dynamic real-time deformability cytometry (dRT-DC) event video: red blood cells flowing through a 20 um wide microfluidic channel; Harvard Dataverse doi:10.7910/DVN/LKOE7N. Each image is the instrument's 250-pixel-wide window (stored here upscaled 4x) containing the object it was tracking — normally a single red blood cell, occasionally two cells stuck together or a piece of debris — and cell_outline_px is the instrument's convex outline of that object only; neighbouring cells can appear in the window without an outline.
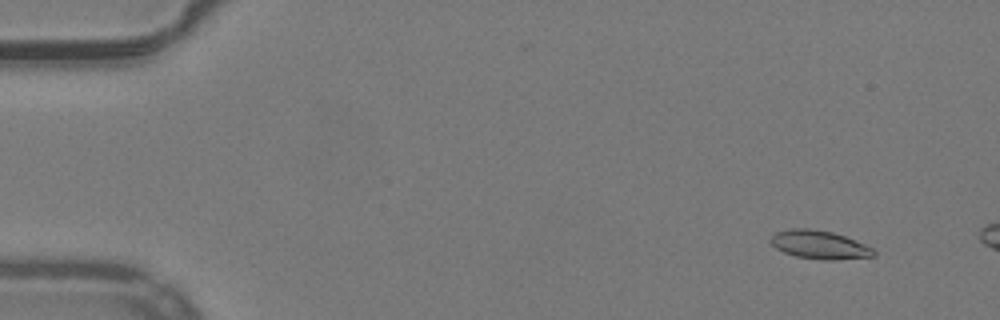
{"species": "common noctule bat (a hibernating species)", "species_latin": "Nyctalus noctula", "temperature_condition": "warm", "stored_images_in_passage": 10, "camera_frame_rate_fps": 3000, "um_per_image_px": 0.085, "animal": {"sex": "male", "body_mass_g": 19.2, "forearm_length_mm": 51.8}, "frame": {"image": 1, "passage_image": 5, "time_ms": 1.333, "image_size_px": [1000, 320], "cell_outline_px": [[876, 256], [832, 260], [824, 260], [796, 256], [784, 252], [776, 248], [768, 240], [776, 232], [792, 228], [808, 228], [832, 232], [844, 236], [864, 244], [872, 248], [876, 252]], "centroid_in_image_um": [69.64, 20.8], "position_along_channel_um": 15.4, "area_um2": 16.94}}